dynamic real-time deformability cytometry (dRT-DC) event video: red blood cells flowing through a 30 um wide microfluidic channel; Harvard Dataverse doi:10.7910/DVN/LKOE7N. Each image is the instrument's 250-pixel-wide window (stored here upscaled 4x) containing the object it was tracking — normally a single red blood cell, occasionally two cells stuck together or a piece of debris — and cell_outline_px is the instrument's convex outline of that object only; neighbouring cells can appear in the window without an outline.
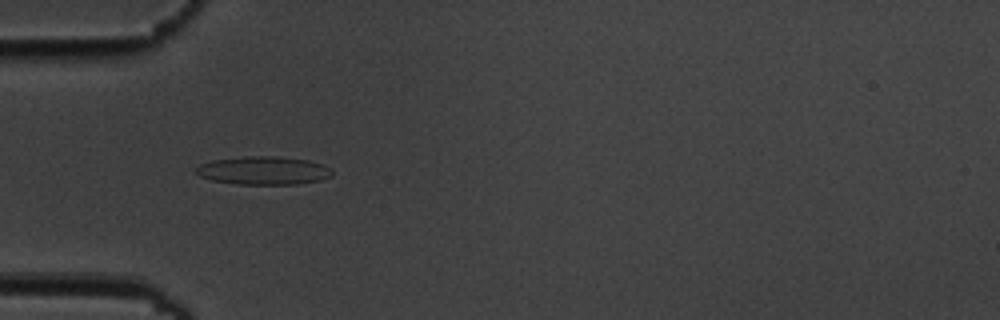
{"species": "common noctule bat (a hibernating species)", "species_latin": "Nyctalus noctula", "temperature_condition": "cold", "stored_images_in_passage": 10, "camera_frame_rate_fps": 3000, "um_per_image_px": 0.085, "animal": {"sex": "male", "body_mass_g": 19.5, "forearm_length_mm": 54.6}, "frame": {"image": 1, "passage_image": 5, "time_ms": 4.333, "image_size_px": [1000, 320], "cell_outline_px": [[332, 176], [320, 180], [296, 184], [236, 184], [212, 180], [200, 176], [192, 172], [200, 164], [212, 160], [244, 156], [280, 156], [308, 160], [324, 164], [332, 168]], "centroid_in_image_um": [22.4, 14.49], "position_along_channel_um": 62.6, "area_um2": 22.66}}
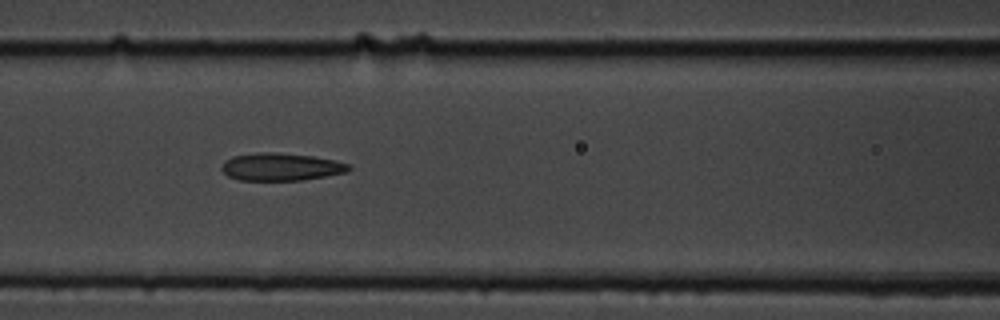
{"frame": {"image": 2, "passage_image": 7, "time_ms": 6.667, "image_size_px": [1000, 320], "cell_outline_px": [[352, 168], [348, 172], [300, 180], [240, 180], [228, 176], [220, 168], [224, 160], [232, 156], [260, 152], [272, 152], [312, 156], [336, 160], [348, 164]], "centroid_in_image_um": [23.87, 14.18], "position_along_channel_um": 142.7, "area_um2": 20.4}}
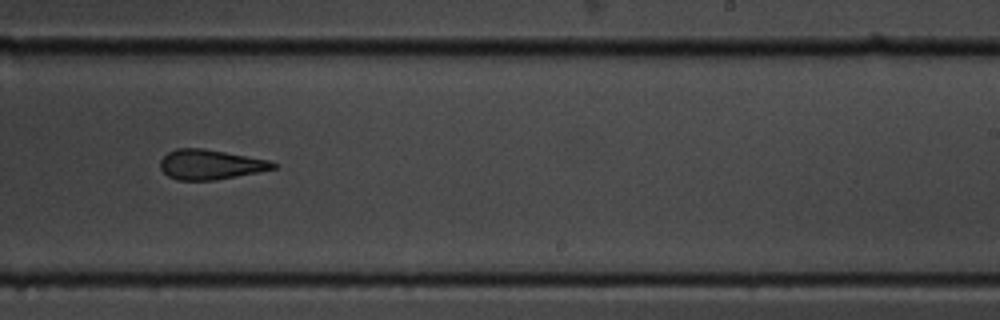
{"frame": {"image": 3, "passage_image": 10, "time_ms": 10.333, "image_size_px": [1000, 320], "cell_outline_px": [[276, 168], [216, 180], [176, 180], [168, 176], [160, 168], [160, 160], [168, 152], [176, 148], [204, 148], [268, 160], [276, 164]], "centroid_in_image_um": [17.83, 13.98], "position_along_channel_um": 271.2, "area_um2": 19.48}}